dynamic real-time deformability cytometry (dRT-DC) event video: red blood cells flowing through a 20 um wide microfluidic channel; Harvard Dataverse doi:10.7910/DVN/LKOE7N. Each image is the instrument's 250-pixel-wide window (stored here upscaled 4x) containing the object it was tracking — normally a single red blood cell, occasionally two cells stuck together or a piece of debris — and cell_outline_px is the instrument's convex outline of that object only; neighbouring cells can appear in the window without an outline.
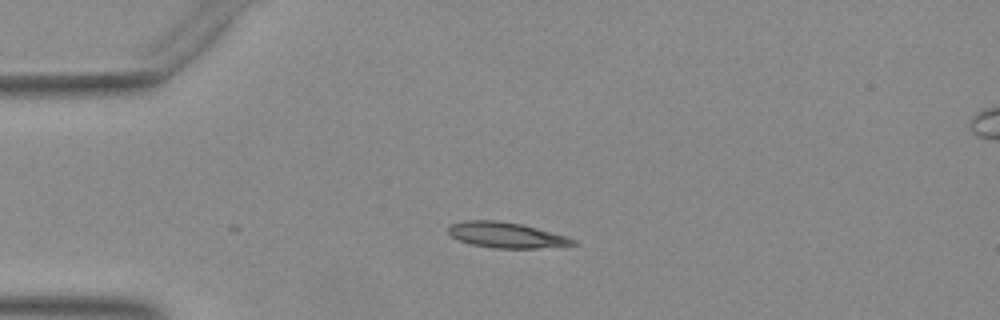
{"species": "Egyptian fruit bat (a non-hibernating species)", "species_latin": "Rousettus aegyptiacus", "temperature_condition": "warm", "stored_images_in_passage": 22, "camera_frame_rate_fps": 3000, "um_per_image_px": 0.085, "animal": {"sex": "female"}, "frame": {"image": 1, "passage_image": 1, "time_ms": 0.0, "image_size_px": [1000, 320], "cell_outline_px": [[580, 244], [536, 248], [496, 248], [472, 244], [460, 240], [452, 236], [448, 232], [448, 228], [452, 224], [464, 220], [496, 220], [520, 224], [568, 236], [576, 240]], "centroid_in_image_um": [43.06, 19.98], "position_along_channel_um": 41.9, "area_um2": 18.38}}
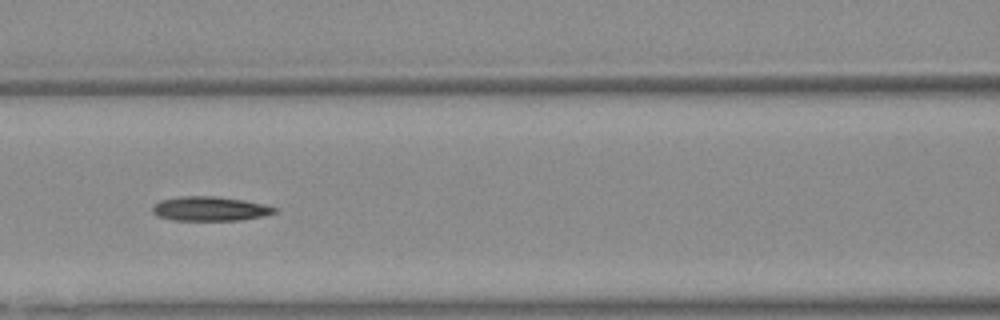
{"frame": {"image": 2, "passage_image": 11, "time_ms": 3.333, "image_size_px": [1000, 320], "cell_outline_px": [[276, 212], [264, 216], [244, 220], [172, 220], [156, 216], [152, 212], [152, 204], [160, 200], [180, 196], [216, 196], [244, 200], [264, 204], [276, 208]], "centroid_in_image_um": [17.81, 17.74], "position_along_channel_um": 148.8, "area_um2": 17.51}}
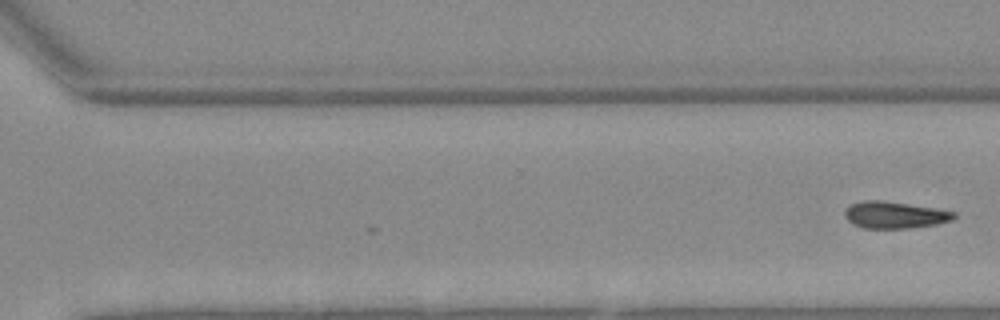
{"frame": {"image": 3, "passage_image": 22, "time_ms": 7.0, "image_size_px": [1000, 320], "cell_outline_px": [[956, 216], [952, 220], [936, 224], [908, 228], [864, 228], [852, 224], [844, 216], [844, 212], [848, 204], [864, 200], [876, 200], [908, 204], [956, 212]], "centroid_in_image_um": [75.99, 18.27], "position_along_channel_um": 294.6, "area_um2": 16.94}}